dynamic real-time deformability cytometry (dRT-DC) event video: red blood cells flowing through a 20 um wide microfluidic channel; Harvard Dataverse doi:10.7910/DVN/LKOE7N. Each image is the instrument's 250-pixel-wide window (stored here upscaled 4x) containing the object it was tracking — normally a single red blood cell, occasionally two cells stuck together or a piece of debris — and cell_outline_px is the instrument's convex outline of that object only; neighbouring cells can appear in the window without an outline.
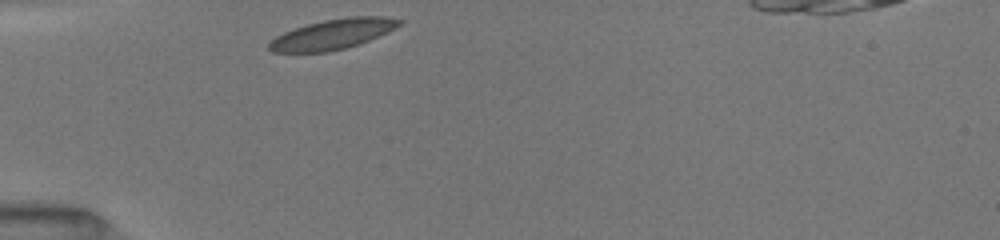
{"species": "common noctule bat (a hibernating species)", "species_latin": "Nyctalus noctula", "temperature_condition": "room temperature", "stored_images_in_passage": 29, "camera_frame_rate_fps": 3000, "um_per_image_px": 0.085, "animal": {"sex": "female", "body_mass_g": 19.5, "forearm_length_mm": 54.1}, "frame": {"image": 1, "passage_image": 1, "time_ms": 0.0, "image_size_px": [1000, 240], "cell_outline_px": [[404, 20], [400, 24], [388, 32], [360, 44], [328, 52], [272, 52], [268, 48], [268, 44], [276, 36], [284, 32], [308, 24], [324, 20], [348, 16], [384, 16]], "centroid_in_image_um": [28.3, 2.9], "position_along_channel_um": 56.7, "area_um2": 22.77}}
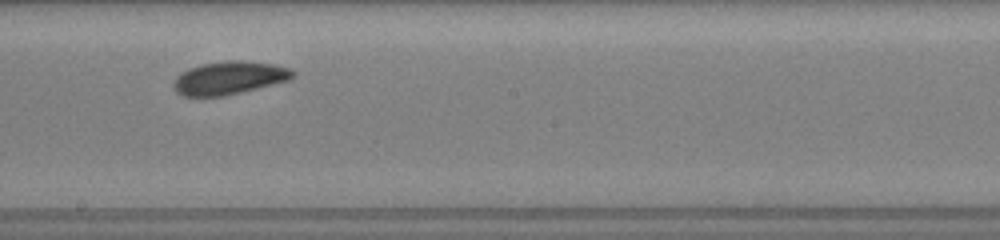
{"frame": {"image": 2, "passage_image": 15, "time_ms": 4.667, "image_size_px": [1000, 240], "cell_outline_px": [[296, 76], [288, 80], [224, 96], [184, 96], [176, 92], [172, 88], [172, 84], [176, 76], [180, 72], [188, 68], [200, 64], [232, 60], [244, 60], [276, 64], [288, 68], [296, 72]], "centroid_in_image_um": [19.45, 6.61], "position_along_channel_um": 228.7, "area_um2": 23.12}}
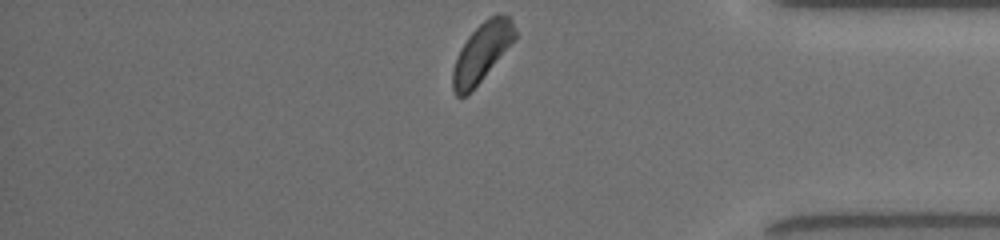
{"frame": {"image": 3, "passage_image": 29, "time_ms": 9.333, "image_size_px": [1000, 240], "cell_outline_px": [[516, 40], [480, 80], [464, 96], [456, 96], [452, 88], [452, 72], [456, 60], [468, 36], [488, 16], [500, 12], [504, 12], [512, 20], [516, 32]], "centroid_in_image_um": [41.0, 4.38], "position_along_channel_um": 394.2, "area_um2": 20.92}, "authors_computed_cell_mechanics": {"area_um2": 22.4842, "velocity_mm_per_s": 3.95, "shape_relaxation_time_tau1_ms": 1.6456, "shape_relaxation_time_tau2_ms": 5.305, "deformation_change_tau1": 0.0725, "deformation_change_tau2": 0.0903}}